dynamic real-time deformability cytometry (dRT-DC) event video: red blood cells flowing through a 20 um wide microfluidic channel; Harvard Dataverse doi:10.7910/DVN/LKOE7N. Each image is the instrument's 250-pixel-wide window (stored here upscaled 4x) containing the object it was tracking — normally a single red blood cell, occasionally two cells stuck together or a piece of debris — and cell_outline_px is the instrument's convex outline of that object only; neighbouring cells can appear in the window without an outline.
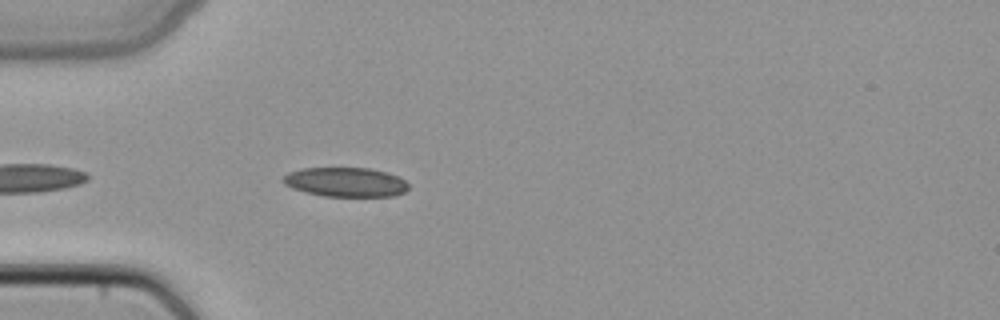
{"species": "common noctule bat (a hibernating species)", "species_latin": "Nyctalus noctula", "temperature_condition": "cold", "stored_images_in_passage": 38, "camera_frame_rate_fps": 3000, "um_per_image_px": 0.085, "animal": {"sex": "female", "body_mass_g": 22.7, "forearm_length_mm": 54.2}, "frame": {"image": 1, "passage_image": 4, "time_ms": 1.0, "image_size_px": [1000, 320], "cell_outline_px": [[408, 188], [404, 192], [392, 196], [324, 196], [304, 192], [292, 188], [284, 184], [280, 180], [288, 172], [300, 168], [372, 168], [388, 172], [404, 180], [408, 184]], "centroid_in_image_um": [29.34, 15.47], "position_along_channel_um": 55.7, "area_um2": 21.56}}
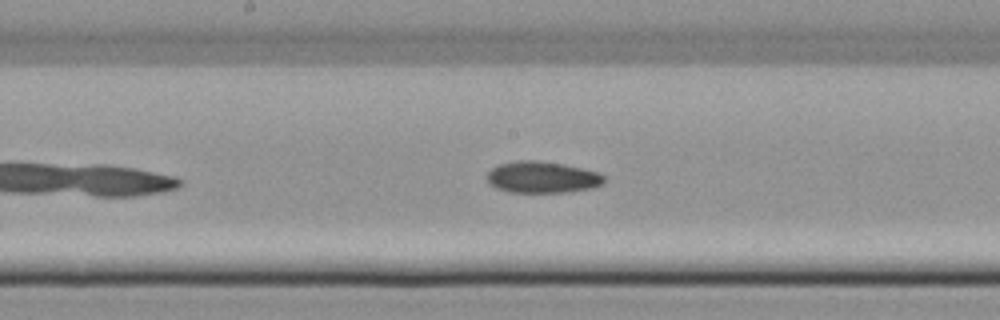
{"frame": {"image": 2, "passage_image": 15, "time_ms": 4.667, "image_size_px": [1000, 320], "cell_outline_px": [[604, 184], [592, 188], [568, 192], [508, 192], [496, 188], [488, 180], [488, 172], [496, 164], [516, 160], [536, 160], [564, 164], [600, 172], [604, 176]], "centroid_in_image_um": [46.11, 15.05], "position_along_channel_um": 202.1, "area_um2": 21.68}}
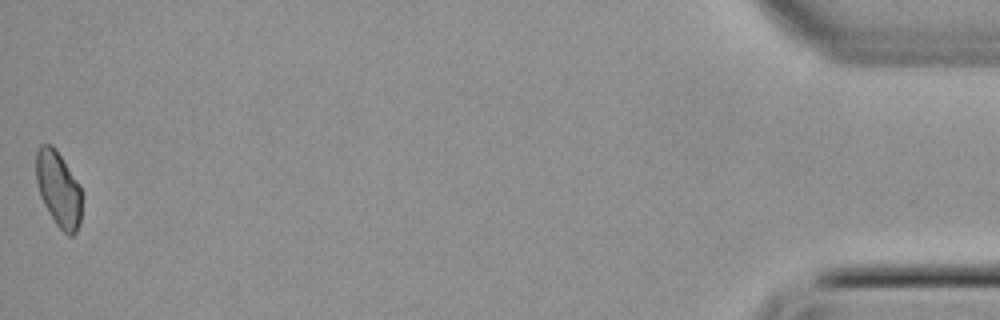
{"frame": {"image": 3, "passage_image": 38, "time_ms": 12.333, "image_size_px": [1000, 320], "cell_outline_px": [[80, 224], [76, 232], [72, 236], [68, 236], [56, 224], [44, 204], [40, 196], [36, 180], [36, 148], [40, 144], [52, 144], [56, 148], [76, 180], [80, 188]], "centroid_in_image_um": [4.94, 16.04], "position_along_channel_um": 430.3, "area_um2": 19.94}}